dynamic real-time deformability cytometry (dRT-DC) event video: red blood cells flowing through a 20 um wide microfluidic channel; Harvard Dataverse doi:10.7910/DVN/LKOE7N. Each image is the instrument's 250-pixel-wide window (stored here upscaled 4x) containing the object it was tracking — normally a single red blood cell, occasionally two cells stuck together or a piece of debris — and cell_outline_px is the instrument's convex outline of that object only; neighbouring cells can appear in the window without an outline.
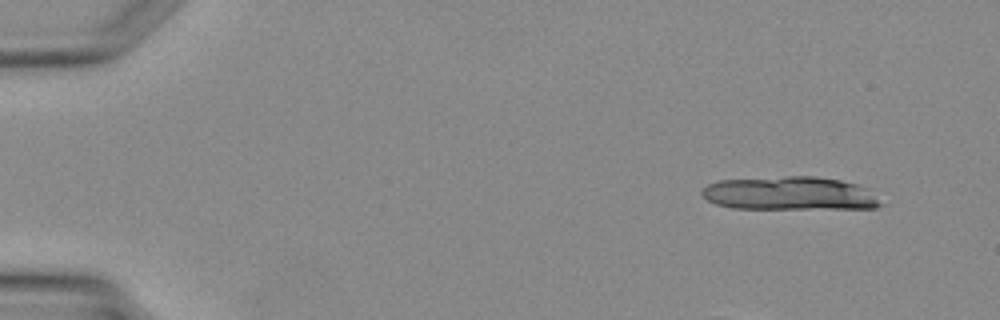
{"species": "Egyptian fruit bat (a non-hibernating species)", "species_latin": "Rousettus aegyptiacus", "temperature_condition": "warm", "stored_images_in_passage": 4, "segment_of_instrument_passage": [1, 2], "camera_frame_rate_fps": 3000, "um_per_image_px": 0.085, "animal": {"sex": "female"}, "frame": {"image": 1, "passage_image": 1, "time_ms": 0.0, "image_size_px": [1000, 320], "cell_outline_px": [[884, 204], [876, 208], [732, 208], [716, 204], [708, 200], [700, 192], [708, 184], [720, 180], [788, 176], [816, 176], [840, 180], [856, 184], [864, 188]], "centroid_in_image_um": [67.1, 16.44], "position_along_channel_um": 17.9, "area_um2": 34.45}}